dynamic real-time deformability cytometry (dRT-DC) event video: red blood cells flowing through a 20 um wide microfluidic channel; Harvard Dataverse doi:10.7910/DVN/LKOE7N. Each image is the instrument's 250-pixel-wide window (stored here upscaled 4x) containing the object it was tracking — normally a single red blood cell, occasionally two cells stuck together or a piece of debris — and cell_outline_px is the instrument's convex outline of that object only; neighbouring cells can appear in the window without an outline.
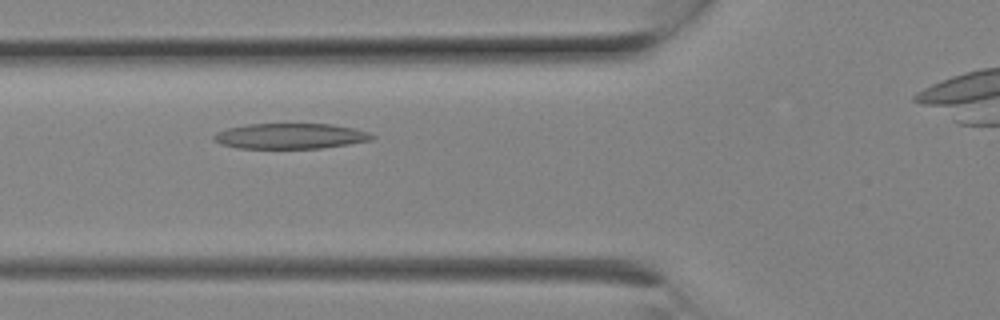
{"species": "Egyptian fruit bat (a non-hibernating species)", "species_latin": "Rousettus aegyptiacus", "temperature_condition": "room temperature", "stored_images_in_passage": 3, "camera_frame_rate_fps": 3000, "um_per_image_px": 0.085, "animal": {"sex": "female"}, "frame": {"image": 1, "passage_image": 2, "time_ms": 0.333, "image_size_px": [1000, 320], "cell_outline_px": [[376, 136], [372, 140], [348, 144], [320, 148], [236, 148], [220, 144], [212, 140], [212, 136], [216, 132], [228, 128], [244, 124], [332, 124], [352, 128], [368, 132]], "centroid_in_image_um": [24.63, 11.56], "position_along_channel_um": 101.2, "area_um2": 23.52}}
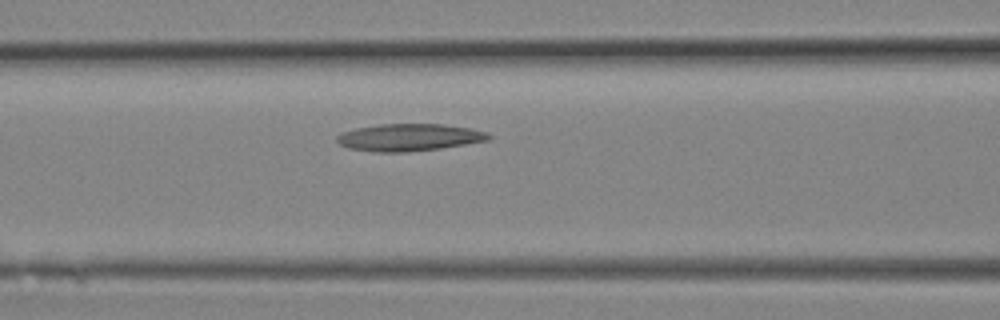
{"frame": {"image": 2, "passage_image": 3, "time_ms": 0.667, "image_size_px": [1000, 320], "cell_outline_px": [[492, 136], [488, 140], [440, 148], [408, 152], [376, 152], [348, 148], [340, 144], [336, 140], [336, 136], [340, 132], [356, 128], [380, 124], [444, 124], [468, 128], [488, 132]], "centroid_in_image_um": [34.74, 11.67], "position_along_channel_um": 131.9, "area_um2": 24.04}}